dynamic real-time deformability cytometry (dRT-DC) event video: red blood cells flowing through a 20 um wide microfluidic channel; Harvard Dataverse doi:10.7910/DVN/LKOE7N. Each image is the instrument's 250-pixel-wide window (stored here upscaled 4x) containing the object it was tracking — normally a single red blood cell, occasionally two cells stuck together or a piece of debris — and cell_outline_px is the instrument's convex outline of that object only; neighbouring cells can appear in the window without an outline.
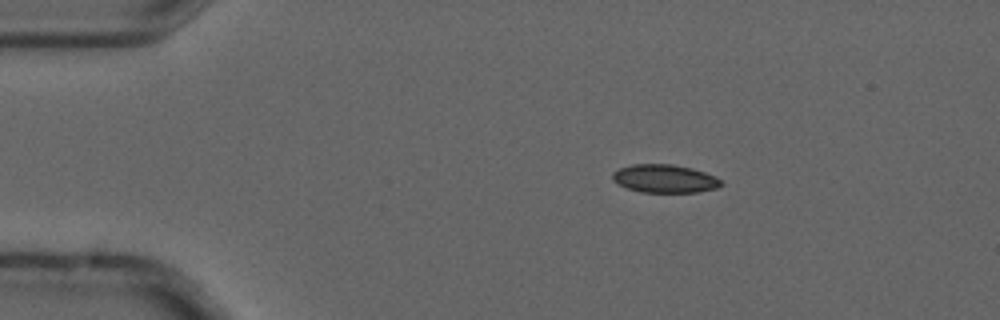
{"species": "common noctule bat (a hibernating species)", "species_latin": "Nyctalus noctula", "temperature_condition": "cold", "stored_images_in_passage": 5, "camera_frame_rate_fps": 3000, "um_per_image_px": 0.085, "animal": {"sex": "male", "forearm_length_mm": 52.5}, "frame": {"image": 1, "passage_image": 3, "time_ms": 0.667, "image_size_px": [1000, 320], "cell_outline_px": [[724, 184], [716, 188], [696, 192], [640, 192], [628, 188], [612, 180], [612, 172], [620, 168], [632, 164], [672, 164], [692, 168], [704, 172], [720, 180]], "centroid_in_image_um": [56.47, 15.18], "position_along_channel_um": 28.5, "area_um2": 17.69}}